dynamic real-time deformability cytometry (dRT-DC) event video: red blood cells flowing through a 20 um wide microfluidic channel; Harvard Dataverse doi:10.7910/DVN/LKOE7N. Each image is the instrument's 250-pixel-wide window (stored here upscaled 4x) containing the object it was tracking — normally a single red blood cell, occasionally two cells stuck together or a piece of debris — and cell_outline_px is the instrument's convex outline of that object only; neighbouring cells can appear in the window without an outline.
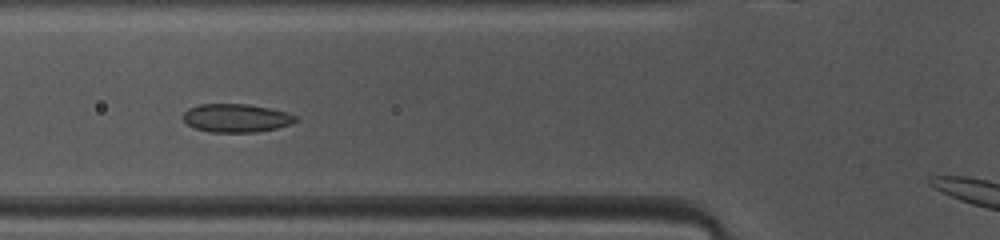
{"species": "common noctule bat (a hibernating species)", "species_latin": "Nyctalus noctula", "temperature_condition": "warm", "stored_images_in_passage": 30, "camera_frame_rate_fps": 3000, "um_per_image_px": 0.085, "animal": {"sex": "female", "body_mass_g": 10.0, "forearm_length_mm": 53.1}, "frame": {"image": 1, "passage_image": 7, "time_ms": 2.0, "image_size_px": [1000, 240], "cell_outline_px": [[296, 120], [292, 124], [276, 128], [256, 132], [212, 132], [196, 128], [188, 124], [184, 120], [184, 112], [188, 108], [200, 104], [248, 104], [288, 112], [296, 116]], "centroid_in_image_um": [20.09, 10.03], "position_along_channel_um": 105.7, "area_um2": 18.44}}
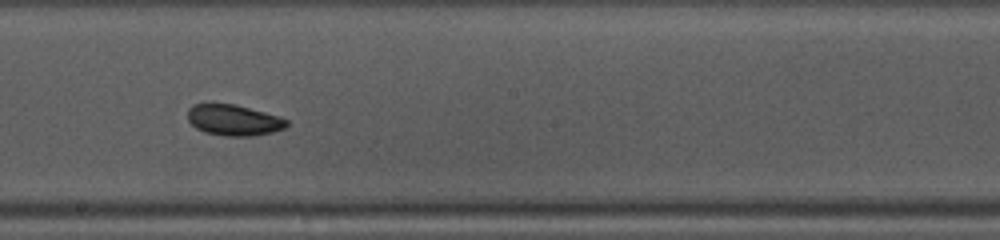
{"frame": {"image": 2, "passage_image": 16, "time_ms": 5.0, "image_size_px": [1000, 240], "cell_outline_px": [[288, 124], [284, 128], [272, 132], [256, 136], [224, 136], [204, 132], [196, 128], [188, 120], [188, 108], [192, 104], [212, 100], [236, 104], [280, 116], [288, 120]], "centroid_in_image_um": [19.82, 10.16], "position_along_channel_um": 228.4, "area_um2": 18.61}}
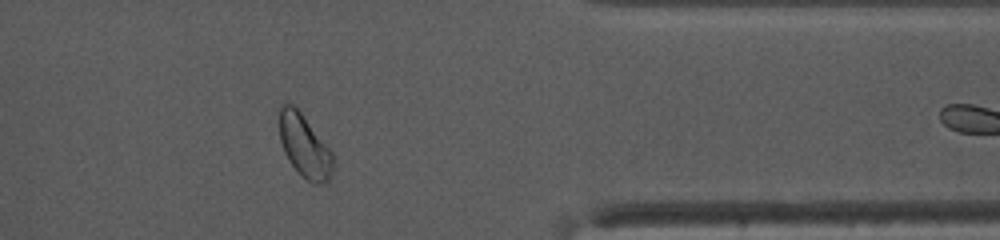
{"frame": {"image": 3, "passage_image": 29, "time_ms": 9.333, "image_size_px": [1000, 240], "cell_outline_px": [[332, 172], [328, 180], [324, 184], [312, 184], [288, 160], [284, 152], [280, 140], [280, 108], [284, 104], [292, 104], [300, 112], [332, 152]], "centroid_in_image_um": [25.88, 12.43], "position_along_channel_um": 385.5, "area_um2": 19.02}}